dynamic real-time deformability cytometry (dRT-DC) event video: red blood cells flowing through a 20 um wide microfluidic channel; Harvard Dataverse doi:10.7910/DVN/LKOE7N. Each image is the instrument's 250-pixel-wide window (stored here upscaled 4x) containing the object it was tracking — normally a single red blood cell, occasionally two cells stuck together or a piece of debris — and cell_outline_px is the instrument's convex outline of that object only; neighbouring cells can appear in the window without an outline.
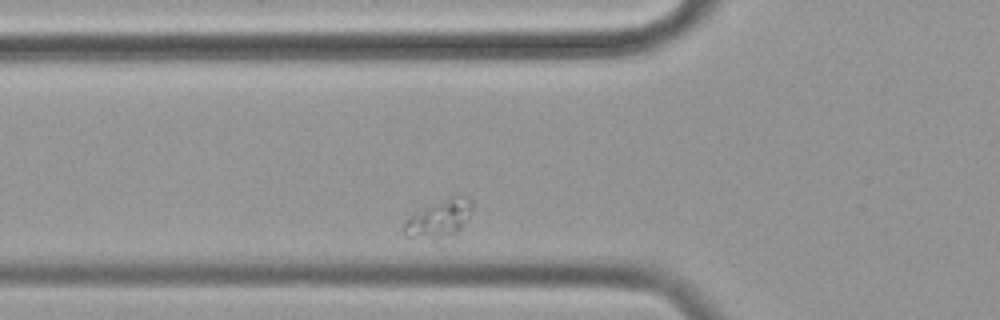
{"species": "common noctule bat (a hibernating species)", "species_latin": "Nyctalus noctula", "temperature_condition": "cold", "stored_images_in_passage": 32, "camera_frame_rate_fps": 3000, "um_per_image_px": 0.085, "animal": {"sex": "female", "body_mass_g": 19.9}, "frame": {"image": 1, "passage_image": 2, "time_ms": 0.333, "image_size_px": [1000, 320], "cell_outline_px": [[472, 208], [468, 216], [460, 228], [440, 248], [404, 236], [404, 220], [452, 196], [464, 196], [472, 200]], "centroid_in_image_um": [37.29, 18.81], "position_along_channel_um": 88.5, "area_um2": 15.72}}
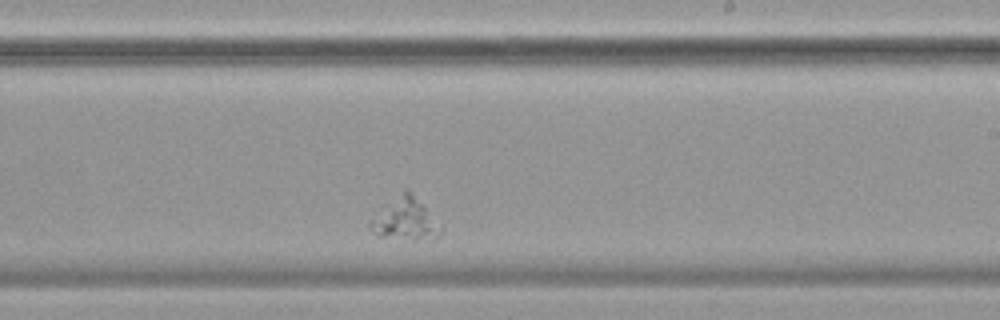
{"frame": {"image": 2, "passage_image": 19, "time_ms": 6.0, "image_size_px": [1000, 320], "cell_outline_px": [[444, 232], [436, 240], [412, 240], [380, 236], [372, 232], [368, 228], [368, 224], [404, 188], [408, 188], [412, 192], [444, 228]], "centroid_in_image_um": [34.55, 18.68], "position_along_channel_um": 254.5, "area_um2": 17.4}}
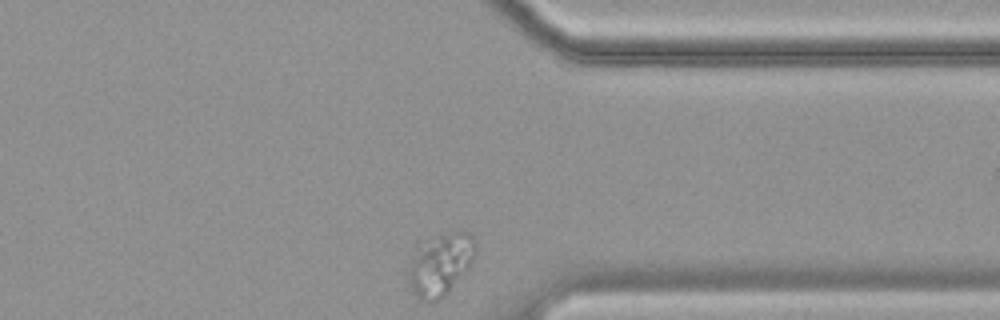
{"frame": {"image": 3, "passage_image": 31, "time_ms": 10.0, "image_size_px": [1000, 320], "cell_outline_px": [[476, 252], [468, 268], [448, 292], [444, 296], [428, 304], [420, 300], [412, 292], [408, 280], [408, 268], [416, 240], [460, 232], [468, 232], [472, 236], [476, 244]], "centroid_in_image_um": [37.36, 22.47], "position_along_channel_um": 374.0, "area_um2": 24.68}}